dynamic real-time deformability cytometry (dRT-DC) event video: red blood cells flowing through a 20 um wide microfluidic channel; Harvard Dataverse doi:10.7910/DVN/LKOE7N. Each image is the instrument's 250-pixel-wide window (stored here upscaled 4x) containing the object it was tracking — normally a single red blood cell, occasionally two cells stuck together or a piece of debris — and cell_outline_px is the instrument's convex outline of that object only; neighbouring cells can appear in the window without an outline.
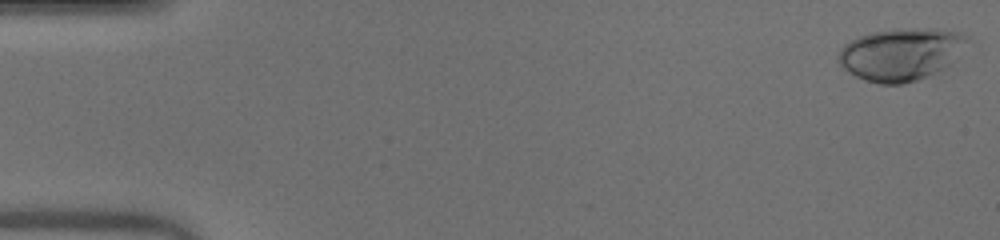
{"species": "human", "species_latin": "Homo sapiens", "temperature_condition": "warm", "stored_images_in_passage": 51, "camera_frame_rate_fps": 3000, "um_per_image_px": 0.085, "donor": {"sex": "male"}, "frame": {"image": 1, "passage_image": 1, "time_ms": 0.0, "image_size_px": [1000, 240], "cell_outline_px": [[968, 36], [956, 60], [940, 72], [904, 84], [880, 84], [864, 80], [848, 72], [836, 60], [836, 56], [840, 48], [844, 44], [860, 36], [872, 32], [896, 28], [936, 28], [956, 32]], "centroid_in_image_um": [76.55, 4.61], "position_along_channel_um": 8.4, "area_um2": 39.65}}
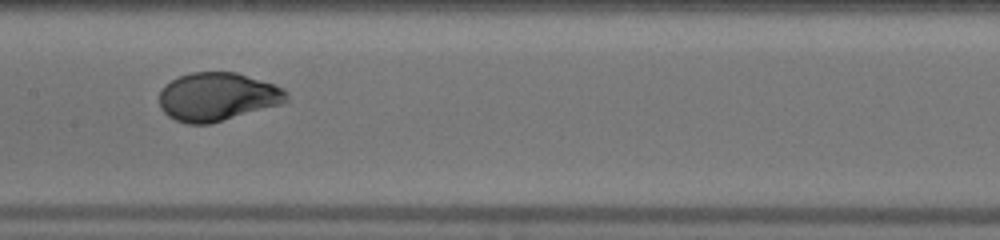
{"frame": {"image": 2, "passage_image": 26, "time_ms": 8.333, "image_size_px": [1000, 240], "cell_outline_px": [[288, 100], [280, 104], [208, 124], [188, 124], [176, 120], [168, 116], [160, 108], [160, 92], [164, 84], [180, 76], [192, 72], [236, 72], [284, 88], [288, 92]], "centroid_in_image_um": [18.46, 8.22], "position_along_channel_um": 188.9, "area_um2": 35.55}}
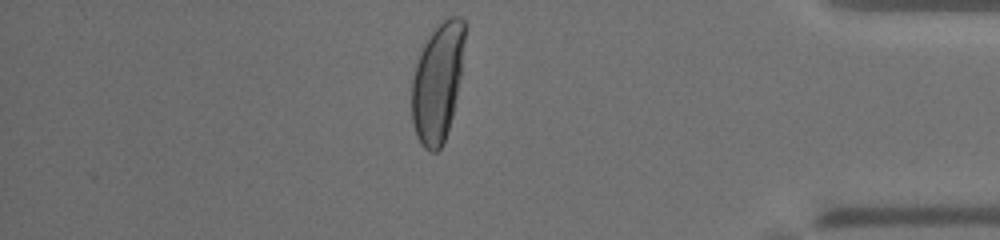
{"frame": {"image": 3, "passage_image": 44, "time_ms": 14.333, "image_size_px": [1000, 240], "cell_outline_px": [[464, 40], [460, 76], [452, 116], [444, 140], [440, 148], [436, 152], [432, 152], [424, 148], [416, 136], [412, 120], [412, 80], [416, 60], [420, 48], [432, 32], [448, 16], [460, 16], [464, 20]], "centroid_in_image_um": [37.17, 6.99], "position_along_channel_um": 398.0, "area_um2": 36.36}, "authors_computed_cell_mechanics": {"area_um2": 36.0672, "velocity_mm_per_s": 4.0255, "shape_relaxation_time_tau1_ms": 4.7942, "shape_relaxation_time_tau2_ms": null, "deformation_change_tau1": 0.2307, "deformation_change_tau2": null}}